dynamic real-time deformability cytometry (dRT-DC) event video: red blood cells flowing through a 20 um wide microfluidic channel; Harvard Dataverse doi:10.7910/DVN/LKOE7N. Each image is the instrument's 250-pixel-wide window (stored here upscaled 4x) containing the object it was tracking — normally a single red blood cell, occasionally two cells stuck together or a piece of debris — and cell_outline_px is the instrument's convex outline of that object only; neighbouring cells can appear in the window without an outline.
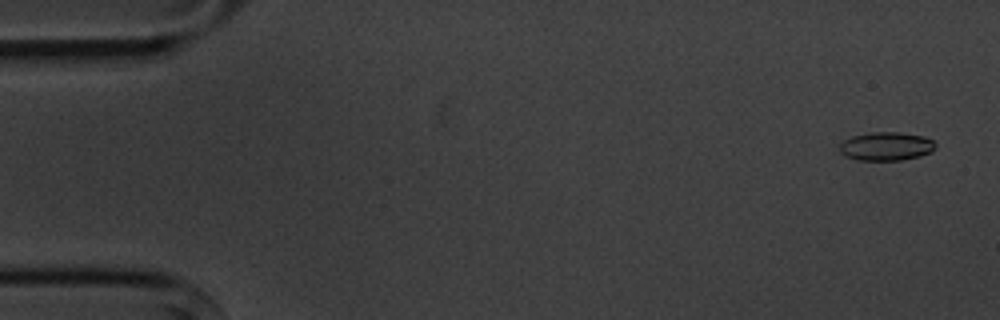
{"species": "common noctule bat (a hibernating species)", "species_latin": "Nyctalus noctula", "temperature_condition": "cold", "stored_images_in_passage": 5, "camera_frame_rate_fps": 3000, "um_per_image_px": 0.085, "animal": {"sex": "male", "body_mass_g": 20.1, "forearm_length_mm": 53.5}, "frame": {"image": 1, "passage_image": 1, "time_ms": 0.0, "image_size_px": [1000, 320], "cell_outline_px": [[936, 148], [932, 152], [920, 156], [900, 160], [856, 160], [844, 156], [840, 152], [840, 144], [844, 140], [852, 136], [872, 132], [900, 132], [924, 136], [932, 140], [936, 144]], "centroid_in_image_um": [75.34, 12.44], "position_along_channel_um": 9.7, "area_um2": 16.07}}
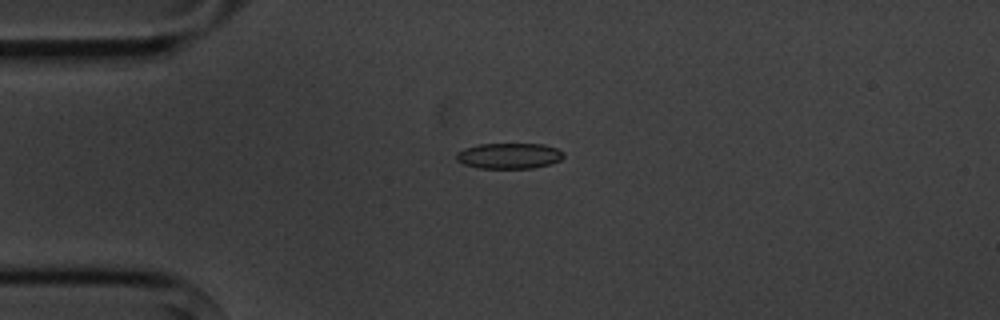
{"frame": {"image": 2, "passage_image": 4, "time_ms": 3.667, "image_size_px": [1000, 320], "cell_outline_px": [[564, 156], [560, 160], [548, 164], [532, 168], [480, 168], [464, 164], [456, 160], [456, 152], [464, 148], [480, 144], [544, 144], [556, 148], [564, 152]], "centroid_in_image_um": [43.26, 13.24], "position_along_channel_um": 41.7, "area_um2": 16.01}}